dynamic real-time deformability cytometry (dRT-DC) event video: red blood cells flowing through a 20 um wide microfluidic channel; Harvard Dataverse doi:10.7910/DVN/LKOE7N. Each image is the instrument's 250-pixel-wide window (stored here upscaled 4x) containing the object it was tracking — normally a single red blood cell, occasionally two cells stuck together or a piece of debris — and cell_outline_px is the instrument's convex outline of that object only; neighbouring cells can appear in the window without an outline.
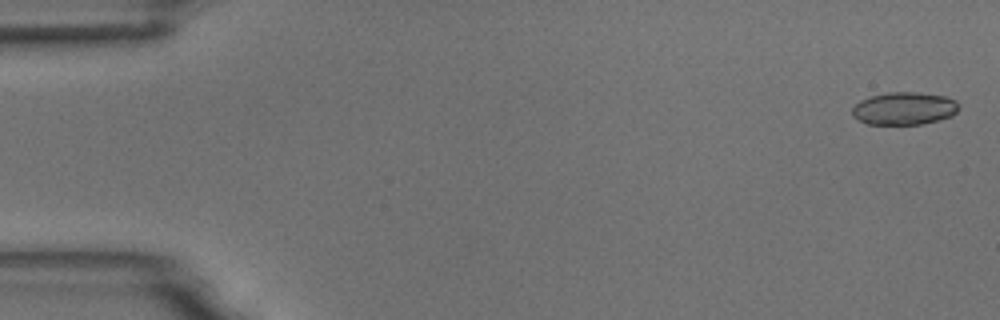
{"species": "common noctule bat (a hibernating species)", "species_latin": "Nyctalus noctula", "temperature_condition": "room temperature", "stored_images_in_passage": 56, "camera_frame_rate_fps": 3000, "um_per_image_px": 0.085, "animal": {"sex": "male", "body_mass_g": 18.8}, "frame": {"image": 1, "passage_image": 2, "time_ms": 0.333, "image_size_px": [1000, 320], "cell_outline_px": [[960, 108], [952, 116], [920, 124], [868, 124], [852, 116], [852, 108], [860, 100], [872, 96], [888, 92], [916, 92], [944, 96], [956, 100], [960, 104]], "centroid_in_image_um": [76.87, 9.21], "position_along_channel_um": 8.1, "area_um2": 20.23}}
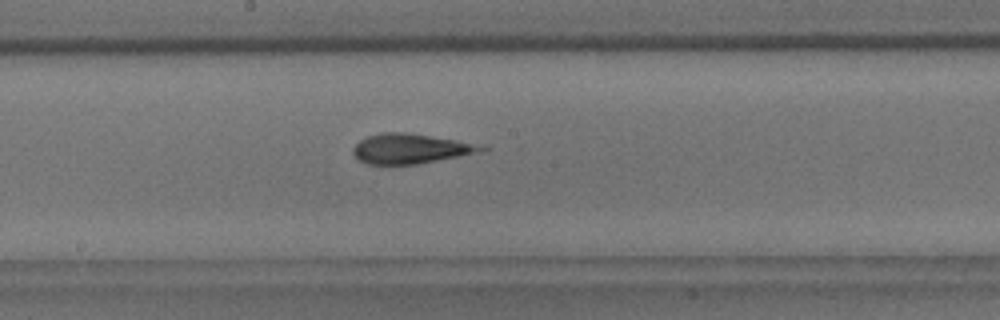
{"frame": {"image": 2, "passage_image": 30, "time_ms": 9.667, "image_size_px": [1000, 320], "cell_outline_px": [[488, 148], [480, 152], [416, 164], [368, 164], [360, 160], [352, 152], [352, 148], [360, 140], [368, 136], [384, 132], [408, 132], [456, 140]], "centroid_in_image_um": [34.83, 12.63], "position_along_channel_um": 213.4, "area_um2": 21.85}}
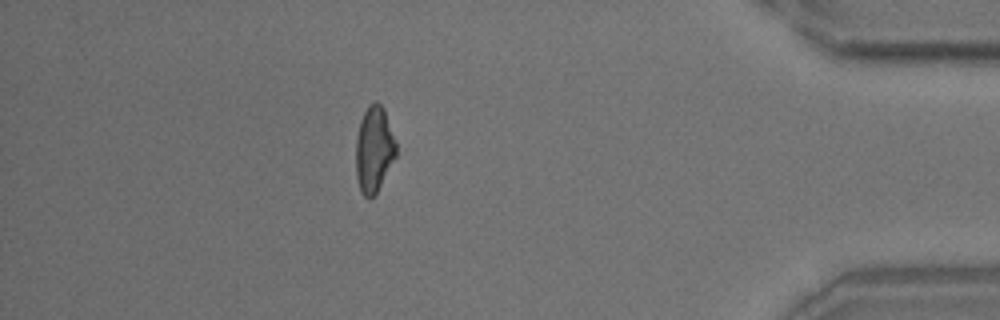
{"frame": {"image": 3, "passage_image": 49, "time_ms": 16.0, "image_size_px": [1000, 320], "cell_outline_px": [[396, 156], [376, 192], [368, 200], [360, 192], [356, 176], [356, 140], [360, 120], [368, 104], [376, 100], [384, 108], [396, 140]], "centroid_in_image_um": [31.78, 12.66], "position_along_channel_um": 403.4, "area_um2": 20.23}, "authors_computed_cell_mechanics": {"area_um2": 21.6461, "velocity_mm_per_s": 3.676, "shape_relaxation_time_tau1_ms": 5.1356, "shape_relaxation_time_tau2_ms": 3.1568, "deformation_change_tau1": 0.13, "deformation_change_tau2": 0.1593}}